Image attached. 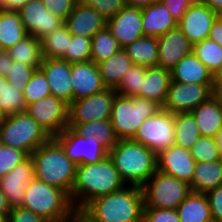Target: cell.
<instances>
[{"label": "cell", "mask_w": 222, "mask_h": 222, "mask_svg": "<svg viewBox=\"0 0 222 222\" xmlns=\"http://www.w3.org/2000/svg\"><path fill=\"white\" fill-rule=\"evenodd\" d=\"M171 80L185 84H214V76L193 52L182 58L171 70Z\"/></svg>", "instance_id": "25"}, {"label": "cell", "mask_w": 222, "mask_h": 222, "mask_svg": "<svg viewBox=\"0 0 222 222\" xmlns=\"http://www.w3.org/2000/svg\"><path fill=\"white\" fill-rule=\"evenodd\" d=\"M173 120L175 145L190 149L201 136L195 117L191 112L175 113Z\"/></svg>", "instance_id": "34"}, {"label": "cell", "mask_w": 222, "mask_h": 222, "mask_svg": "<svg viewBox=\"0 0 222 222\" xmlns=\"http://www.w3.org/2000/svg\"><path fill=\"white\" fill-rule=\"evenodd\" d=\"M143 208L142 187L127 185L93 199L81 213L89 222H142Z\"/></svg>", "instance_id": "2"}, {"label": "cell", "mask_w": 222, "mask_h": 222, "mask_svg": "<svg viewBox=\"0 0 222 222\" xmlns=\"http://www.w3.org/2000/svg\"><path fill=\"white\" fill-rule=\"evenodd\" d=\"M125 186L127 185L112 159L107 156L98 163L77 165L75 182L69 197L74 209L81 211L93 199Z\"/></svg>", "instance_id": "1"}, {"label": "cell", "mask_w": 222, "mask_h": 222, "mask_svg": "<svg viewBox=\"0 0 222 222\" xmlns=\"http://www.w3.org/2000/svg\"><path fill=\"white\" fill-rule=\"evenodd\" d=\"M13 60L5 50L0 51V75L6 77Z\"/></svg>", "instance_id": "53"}, {"label": "cell", "mask_w": 222, "mask_h": 222, "mask_svg": "<svg viewBox=\"0 0 222 222\" xmlns=\"http://www.w3.org/2000/svg\"><path fill=\"white\" fill-rule=\"evenodd\" d=\"M0 222H8V214H0Z\"/></svg>", "instance_id": "63"}, {"label": "cell", "mask_w": 222, "mask_h": 222, "mask_svg": "<svg viewBox=\"0 0 222 222\" xmlns=\"http://www.w3.org/2000/svg\"><path fill=\"white\" fill-rule=\"evenodd\" d=\"M52 137L26 112L5 117L0 124V143L31 155Z\"/></svg>", "instance_id": "7"}, {"label": "cell", "mask_w": 222, "mask_h": 222, "mask_svg": "<svg viewBox=\"0 0 222 222\" xmlns=\"http://www.w3.org/2000/svg\"><path fill=\"white\" fill-rule=\"evenodd\" d=\"M204 4L216 12L219 8L222 7V0H205Z\"/></svg>", "instance_id": "57"}, {"label": "cell", "mask_w": 222, "mask_h": 222, "mask_svg": "<svg viewBox=\"0 0 222 222\" xmlns=\"http://www.w3.org/2000/svg\"><path fill=\"white\" fill-rule=\"evenodd\" d=\"M80 222H89L83 215L80 213Z\"/></svg>", "instance_id": "65"}, {"label": "cell", "mask_w": 222, "mask_h": 222, "mask_svg": "<svg viewBox=\"0 0 222 222\" xmlns=\"http://www.w3.org/2000/svg\"><path fill=\"white\" fill-rule=\"evenodd\" d=\"M54 16L66 21L67 17L72 13L74 7L80 0H42Z\"/></svg>", "instance_id": "47"}, {"label": "cell", "mask_w": 222, "mask_h": 222, "mask_svg": "<svg viewBox=\"0 0 222 222\" xmlns=\"http://www.w3.org/2000/svg\"><path fill=\"white\" fill-rule=\"evenodd\" d=\"M214 87H222V70L214 76Z\"/></svg>", "instance_id": "60"}, {"label": "cell", "mask_w": 222, "mask_h": 222, "mask_svg": "<svg viewBox=\"0 0 222 222\" xmlns=\"http://www.w3.org/2000/svg\"><path fill=\"white\" fill-rule=\"evenodd\" d=\"M34 178V163L30 155L0 178V191L6 196L10 208L22 206L25 190Z\"/></svg>", "instance_id": "15"}, {"label": "cell", "mask_w": 222, "mask_h": 222, "mask_svg": "<svg viewBox=\"0 0 222 222\" xmlns=\"http://www.w3.org/2000/svg\"><path fill=\"white\" fill-rule=\"evenodd\" d=\"M8 222H49L46 218L36 215L23 207L11 208L8 213Z\"/></svg>", "instance_id": "49"}, {"label": "cell", "mask_w": 222, "mask_h": 222, "mask_svg": "<svg viewBox=\"0 0 222 222\" xmlns=\"http://www.w3.org/2000/svg\"><path fill=\"white\" fill-rule=\"evenodd\" d=\"M35 70L36 69L33 66L13 61L12 65L8 69L6 79L12 87L23 92Z\"/></svg>", "instance_id": "43"}, {"label": "cell", "mask_w": 222, "mask_h": 222, "mask_svg": "<svg viewBox=\"0 0 222 222\" xmlns=\"http://www.w3.org/2000/svg\"><path fill=\"white\" fill-rule=\"evenodd\" d=\"M29 155L23 151L0 143V178L11 172Z\"/></svg>", "instance_id": "44"}, {"label": "cell", "mask_w": 222, "mask_h": 222, "mask_svg": "<svg viewBox=\"0 0 222 222\" xmlns=\"http://www.w3.org/2000/svg\"><path fill=\"white\" fill-rule=\"evenodd\" d=\"M158 39L157 66L171 70L182 58L192 52L193 45L179 27L168 31Z\"/></svg>", "instance_id": "20"}, {"label": "cell", "mask_w": 222, "mask_h": 222, "mask_svg": "<svg viewBox=\"0 0 222 222\" xmlns=\"http://www.w3.org/2000/svg\"><path fill=\"white\" fill-rule=\"evenodd\" d=\"M215 20L216 12L206 4L191 5L178 22V27L194 45L208 39Z\"/></svg>", "instance_id": "18"}, {"label": "cell", "mask_w": 222, "mask_h": 222, "mask_svg": "<svg viewBox=\"0 0 222 222\" xmlns=\"http://www.w3.org/2000/svg\"><path fill=\"white\" fill-rule=\"evenodd\" d=\"M30 1L32 0H0V10L19 11Z\"/></svg>", "instance_id": "51"}, {"label": "cell", "mask_w": 222, "mask_h": 222, "mask_svg": "<svg viewBox=\"0 0 222 222\" xmlns=\"http://www.w3.org/2000/svg\"><path fill=\"white\" fill-rule=\"evenodd\" d=\"M107 27L121 48L144 36L142 9L125 6L115 16L107 20Z\"/></svg>", "instance_id": "17"}, {"label": "cell", "mask_w": 222, "mask_h": 222, "mask_svg": "<svg viewBox=\"0 0 222 222\" xmlns=\"http://www.w3.org/2000/svg\"><path fill=\"white\" fill-rule=\"evenodd\" d=\"M21 21L27 34L41 40L64 24L48 11L42 0H32L19 10Z\"/></svg>", "instance_id": "14"}, {"label": "cell", "mask_w": 222, "mask_h": 222, "mask_svg": "<svg viewBox=\"0 0 222 222\" xmlns=\"http://www.w3.org/2000/svg\"><path fill=\"white\" fill-rule=\"evenodd\" d=\"M7 52L13 61L22 62L35 69H38L43 61L41 41L29 34Z\"/></svg>", "instance_id": "32"}, {"label": "cell", "mask_w": 222, "mask_h": 222, "mask_svg": "<svg viewBox=\"0 0 222 222\" xmlns=\"http://www.w3.org/2000/svg\"><path fill=\"white\" fill-rule=\"evenodd\" d=\"M212 220L222 222V186L207 192Z\"/></svg>", "instance_id": "48"}, {"label": "cell", "mask_w": 222, "mask_h": 222, "mask_svg": "<svg viewBox=\"0 0 222 222\" xmlns=\"http://www.w3.org/2000/svg\"><path fill=\"white\" fill-rule=\"evenodd\" d=\"M39 68L47 78L51 95L72 103L71 63L59 58H43Z\"/></svg>", "instance_id": "19"}, {"label": "cell", "mask_w": 222, "mask_h": 222, "mask_svg": "<svg viewBox=\"0 0 222 222\" xmlns=\"http://www.w3.org/2000/svg\"><path fill=\"white\" fill-rule=\"evenodd\" d=\"M80 213L81 211L75 210L72 214H70L66 218L49 222H80Z\"/></svg>", "instance_id": "56"}, {"label": "cell", "mask_w": 222, "mask_h": 222, "mask_svg": "<svg viewBox=\"0 0 222 222\" xmlns=\"http://www.w3.org/2000/svg\"><path fill=\"white\" fill-rule=\"evenodd\" d=\"M144 36L159 37L178 27L166 6L159 0L142 9Z\"/></svg>", "instance_id": "24"}, {"label": "cell", "mask_w": 222, "mask_h": 222, "mask_svg": "<svg viewBox=\"0 0 222 222\" xmlns=\"http://www.w3.org/2000/svg\"><path fill=\"white\" fill-rule=\"evenodd\" d=\"M71 80L73 101L89 97L107 88L103 84L98 65L91 60L71 63Z\"/></svg>", "instance_id": "21"}, {"label": "cell", "mask_w": 222, "mask_h": 222, "mask_svg": "<svg viewBox=\"0 0 222 222\" xmlns=\"http://www.w3.org/2000/svg\"><path fill=\"white\" fill-rule=\"evenodd\" d=\"M126 185L142 187L157 171V154L133 139H121L108 155Z\"/></svg>", "instance_id": "3"}, {"label": "cell", "mask_w": 222, "mask_h": 222, "mask_svg": "<svg viewBox=\"0 0 222 222\" xmlns=\"http://www.w3.org/2000/svg\"><path fill=\"white\" fill-rule=\"evenodd\" d=\"M142 222H181L176 209L143 208Z\"/></svg>", "instance_id": "46"}, {"label": "cell", "mask_w": 222, "mask_h": 222, "mask_svg": "<svg viewBox=\"0 0 222 222\" xmlns=\"http://www.w3.org/2000/svg\"><path fill=\"white\" fill-rule=\"evenodd\" d=\"M23 93L0 75V109L5 117L26 111Z\"/></svg>", "instance_id": "38"}, {"label": "cell", "mask_w": 222, "mask_h": 222, "mask_svg": "<svg viewBox=\"0 0 222 222\" xmlns=\"http://www.w3.org/2000/svg\"><path fill=\"white\" fill-rule=\"evenodd\" d=\"M121 49L107 25L99 30L91 39V61L98 64Z\"/></svg>", "instance_id": "35"}, {"label": "cell", "mask_w": 222, "mask_h": 222, "mask_svg": "<svg viewBox=\"0 0 222 222\" xmlns=\"http://www.w3.org/2000/svg\"><path fill=\"white\" fill-rule=\"evenodd\" d=\"M134 63L121 48L110 58L98 63L103 84L107 88L116 89L124 78V73L132 67Z\"/></svg>", "instance_id": "28"}, {"label": "cell", "mask_w": 222, "mask_h": 222, "mask_svg": "<svg viewBox=\"0 0 222 222\" xmlns=\"http://www.w3.org/2000/svg\"><path fill=\"white\" fill-rule=\"evenodd\" d=\"M144 208L177 209L191 193L190 185L170 175L156 171L142 186Z\"/></svg>", "instance_id": "8"}, {"label": "cell", "mask_w": 222, "mask_h": 222, "mask_svg": "<svg viewBox=\"0 0 222 222\" xmlns=\"http://www.w3.org/2000/svg\"><path fill=\"white\" fill-rule=\"evenodd\" d=\"M197 162L189 149L173 145L157 154V171L191 183Z\"/></svg>", "instance_id": "16"}, {"label": "cell", "mask_w": 222, "mask_h": 222, "mask_svg": "<svg viewBox=\"0 0 222 222\" xmlns=\"http://www.w3.org/2000/svg\"><path fill=\"white\" fill-rule=\"evenodd\" d=\"M5 120V116L4 114L1 112V109H0V124Z\"/></svg>", "instance_id": "64"}, {"label": "cell", "mask_w": 222, "mask_h": 222, "mask_svg": "<svg viewBox=\"0 0 222 222\" xmlns=\"http://www.w3.org/2000/svg\"><path fill=\"white\" fill-rule=\"evenodd\" d=\"M68 63L87 62L91 60V39L71 35L65 55L61 58Z\"/></svg>", "instance_id": "40"}, {"label": "cell", "mask_w": 222, "mask_h": 222, "mask_svg": "<svg viewBox=\"0 0 222 222\" xmlns=\"http://www.w3.org/2000/svg\"><path fill=\"white\" fill-rule=\"evenodd\" d=\"M181 222H209L210 206L205 194L191 192L176 209Z\"/></svg>", "instance_id": "29"}, {"label": "cell", "mask_w": 222, "mask_h": 222, "mask_svg": "<svg viewBox=\"0 0 222 222\" xmlns=\"http://www.w3.org/2000/svg\"><path fill=\"white\" fill-rule=\"evenodd\" d=\"M134 64L156 67L158 62V39L143 36L123 48Z\"/></svg>", "instance_id": "31"}, {"label": "cell", "mask_w": 222, "mask_h": 222, "mask_svg": "<svg viewBox=\"0 0 222 222\" xmlns=\"http://www.w3.org/2000/svg\"><path fill=\"white\" fill-rule=\"evenodd\" d=\"M28 34L19 11L0 10V49L7 51Z\"/></svg>", "instance_id": "30"}, {"label": "cell", "mask_w": 222, "mask_h": 222, "mask_svg": "<svg viewBox=\"0 0 222 222\" xmlns=\"http://www.w3.org/2000/svg\"><path fill=\"white\" fill-rule=\"evenodd\" d=\"M123 1L125 6L143 9L157 0H123Z\"/></svg>", "instance_id": "54"}, {"label": "cell", "mask_w": 222, "mask_h": 222, "mask_svg": "<svg viewBox=\"0 0 222 222\" xmlns=\"http://www.w3.org/2000/svg\"><path fill=\"white\" fill-rule=\"evenodd\" d=\"M10 210L6 196L0 191V214H8Z\"/></svg>", "instance_id": "55"}, {"label": "cell", "mask_w": 222, "mask_h": 222, "mask_svg": "<svg viewBox=\"0 0 222 222\" xmlns=\"http://www.w3.org/2000/svg\"><path fill=\"white\" fill-rule=\"evenodd\" d=\"M117 95L115 89L101 92L73 101L69 104L68 127L95 120H110L112 104Z\"/></svg>", "instance_id": "10"}, {"label": "cell", "mask_w": 222, "mask_h": 222, "mask_svg": "<svg viewBox=\"0 0 222 222\" xmlns=\"http://www.w3.org/2000/svg\"><path fill=\"white\" fill-rule=\"evenodd\" d=\"M216 18L222 22V7L216 11Z\"/></svg>", "instance_id": "61"}, {"label": "cell", "mask_w": 222, "mask_h": 222, "mask_svg": "<svg viewBox=\"0 0 222 222\" xmlns=\"http://www.w3.org/2000/svg\"><path fill=\"white\" fill-rule=\"evenodd\" d=\"M201 136L214 138L222 128V107L213 95L191 111Z\"/></svg>", "instance_id": "26"}, {"label": "cell", "mask_w": 222, "mask_h": 222, "mask_svg": "<svg viewBox=\"0 0 222 222\" xmlns=\"http://www.w3.org/2000/svg\"><path fill=\"white\" fill-rule=\"evenodd\" d=\"M192 5L204 4L205 0H189Z\"/></svg>", "instance_id": "62"}, {"label": "cell", "mask_w": 222, "mask_h": 222, "mask_svg": "<svg viewBox=\"0 0 222 222\" xmlns=\"http://www.w3.org/2000/svg\"><path fill=\"white\" fill-rule=\"evenodd\" d=\"M192 52L213 74L222 70V47L215 41L205 39L193 45Z\"/></svg>", "instance_id": "37"}, {"label": "cell", "mask_w": 222, "mask_h": 222, "mask_svg": "<svg viewBox=\"0 0 222 222\" xmlns=\"http://www.w3.org/2000/svg\"><path fill=\"white\" fill-rule=\"evenodd\" d=\"M213 94L214 84H185L171 80L163 109L173 114L191 112Z\"/></svg>", "instance_id": "13"}, {"label": "cell", "mask_w": 222, "mask_h": 222, "mask_svg": "<svg viewBox=\"0 0 222 222\" xmlns=\"http://www.w3.org/2000/svg\"><path fill=\"white\" fill-rule=\"evenodd\" d=\"M213 95L218 99L220 106L222 107V87H214Z\"/></svg>", "instance_id": "59"}, {"label": "cell", "mask_w": 222, "mask_h": 222, "mask_svg": "<svg viewBox=\"0 0 222 222\" xmlns=\"http://www.w3.org/2000/svg\"><path fill=\"white\" fill-rule=\"evenodd\" d=\"M132 139L156 154L169 149L175 145L173 113L162 108L143 121Z\"/></svg>", "instance_id": "9"}, {"label": "cell", "mask_w": 222, "mask_h": 222, "mask_svg": "<svg viewBox=\"0 0 222 222\" xmlns=\"http://www.w3.org/2000/svg\"><path fill=\"white\" fill-rule=\"evenodd\" d=\"M64 24L71 35L92 37L107 25V20L97 10L79 1Z\"/></svg>", "instance_id": "22"}, {"label": "cell", "mask_w": 222, "mask_h": 222, "mask_svg": "<svg viewBox=\"0 0 222 222\" xmlns=\"http://www.w3.org/2000/svg\"><path fill=\"white\" fill-rule=\"evenodd\" d=\"M21 207L48 221L66 218L75 211L69 195L64 190L36 178L27 186Z\"/></svg>", "instance_id": "6"}, {"label": "cell", "mask_w": 222, "mask_h": 222, "mask_svg": "<svg viewBox=\"0 0 222 222\" xmlns=\"http://www.w3.org/2000/svg\"><path fill=\"white\" fill-rule=\"evenodd\" d=\"M214 139H215L219 154L222 157V128L217 132Z\"/></svg>", "instance_id": "58"}, {"label": "cell", "mask_w": 222, "mask_h": 222, "mask_svg": "<svg viewBox=\"0 0 222 222\" xmlns=\"http://www.w3.org/2000/svg\"><path fill=\"white\" fill-rule=\"evenodd\" d=\"M22 93L26 105L51 95L47 78L40 68L33 72L25 90Z\"/></svg>", "instance_id": "39"}, {"label": "cell", "mask_w": 222, "mask_h": 222, "mask_svg": "<svg viewBox=\"0 0 222 222\" xmlns=\"http://www.w3.org/2000/svg\"><path fill=\"white\" fill-rule=\"evenodd\" d=\"M84 5L94 8L106 20L115 16L125 7L123 0H80Z\"/></svg>", "instance_id": "45"}, {"label": "cell", "mask_w": 222, "mask_h": 222, "mask_svg": "<svg viewBox=\"0 0 222 222\" xmlns=\"http://www.w3.org/2000/svg\"><path fill=\"white\" fill-rule=\"evenodd\" d=\"M63 148L65 155L76 165L98 163L109 155V152L88 134L82 137L71 128H65L53 137Z\"/></svg>", "instance_id": "11"}, {"label": "cell", "mask_w": 222, "mask_h": 222, "mask_svg": "<svg viewBox=\"0 0 222 222\" xmlns=\"http://www.w3.org/2000/svg\"><path fill=\"white\" fill-rule=\"evenodd\" d=\"M189 150L197 163L221 160L215 139L212 137L200 136Z\"/></svg>", "instance_id": "42"}, {"label": "cell", "mask_w": 222, "mask_h": 222, "mask_svg": "<svg viewBox=\"0 0 222 222\" xmlns=\"http://www.w3.org/2000/svg\"><path fill=\"white\" fill-rule=\"evenodd\" d=\"M30 156L35 178L64 190L70 196L77 165L65 155L62 146L52 137Z\"/></svg>", "instance_id": "4"}, {"label": "cell", "mask_w": 222, "mask_h": 222, "mask_svg": "<svg viewBox=\"0 0 222 222\" xmlns=\"http://www.w3.org/2000/svg\"><path fill=\"white\" fill-rule=\"evenodd\" d=\"M70 40L71 34L65 24L47 34L40 40L43 58L61 59L68 49Z\"/></svg>", "instance_id": "36"}, {"label": "cell", "mask_w": 222, "mask_h": 222, "mask_svg": "<svg viewBox=\"0 0 222 222\" xmlns=\"http://www.w3.org/2000/svg\"><path fill=\"white\" fill-rule=\"evenodd\" d=\"M208 39L215 41L222 47V22L219 21L217 18L212 24Z\"/></svg>", "instance_id": "52"}, {"label": "cell", "mask_w": 222, "mask_h": 222, "mask_svg": "<svg viewBox=\"0 0 222 222\" xmlns=\"http://www.w3.org/2000/svg\"><path fill=\"white\" fill-rule=\"evenodd\" d=\"M145 75V66L133 64L129 70L124 73V78L118 87L116 93L121 96H135L141 89L142 77Z\"/></svg>", "instance_id": "41"}, {"label": "cell", "mask_w": 222, "mask_h": 222, "mask_svg": "<svg viewBox=\"0 0 222 222\" xmlns=\"http://www.w3.org/2000/svg\"><path fill=\"white\" fill-rule=\"evenodd\" d=\"M51 136L68 127L69 104L49 95L26 106V111Z\"/></svg>", "instance_id": "12"}, {"label": "cell", "mask_w": 222, "mask_h": 222, "mask_svg": "<svg viewBox=\"0 0 222 222\" xmlns=\"http://www.w3.org/2000/svg\"><path fill=\"white\" fill-rule=\"evenodd\" d=\"M170 81V70L158 66L145 67L141 89L136 95L154 101L163 108L168 95Z\"/></svg>", "instance_id": "23"}, {"label": "cell", "mask_w": 222, "mask_h": 222, "mask_svg": "<svg viewBox=\"0 0 222 222\" xmlns=\"http://www.w3.org/2000/svg\"><path fill=\"white\" fill-rule=\"evenodd\" d=\"M72 130L82 137H86L88 134L93 135V139L99 140V143L108 152L112 150L118 141L110 120H95L76 124Z\"/></svg>", "instance_id": "33"}, {"label": "cell", "mask_w": 222, "mask_h": 222, "mask_svg": "<svg viewBox=\"0 0 222 222\" xmlns=\"http://www.w3.org/2000/svg\"><path fill=\"white\" fill-rule=\"evenodd\" d=\"M162 107L154 101L140 96L114 98L110 122L118 140L132 139L143 121L155 115Z\"/></svg>", "instance_id": "5"}, {"label": "cell", "mask_w": 222, "mask_h": 222, "mask_svg": "<svg viewBox=\"0 0 222 222\" xmlns=\"http://www.w3.org/2000/svg\"><path fill=\"white\" fill-rule=\"evenodd\" d=\"M189 185L191 192L202 194L222 186V161L197 163Z\"/></svg>", "instance_id": "27"}, {"label": "cell", "mask_w": 222, "mask_h": 222, "mask_svg": "<svg viewBox=\"0 0 222 222\" xmlns=\"http://www.w3.org/2000/svg\"><path fill=\"white\" fill-rule=\"evenodd\" d=\"M161 1L177 21V23L182 19L186 10L192 5L189 0H159Z\"/></svg>", "instance_id": "50"}]
</instances>
